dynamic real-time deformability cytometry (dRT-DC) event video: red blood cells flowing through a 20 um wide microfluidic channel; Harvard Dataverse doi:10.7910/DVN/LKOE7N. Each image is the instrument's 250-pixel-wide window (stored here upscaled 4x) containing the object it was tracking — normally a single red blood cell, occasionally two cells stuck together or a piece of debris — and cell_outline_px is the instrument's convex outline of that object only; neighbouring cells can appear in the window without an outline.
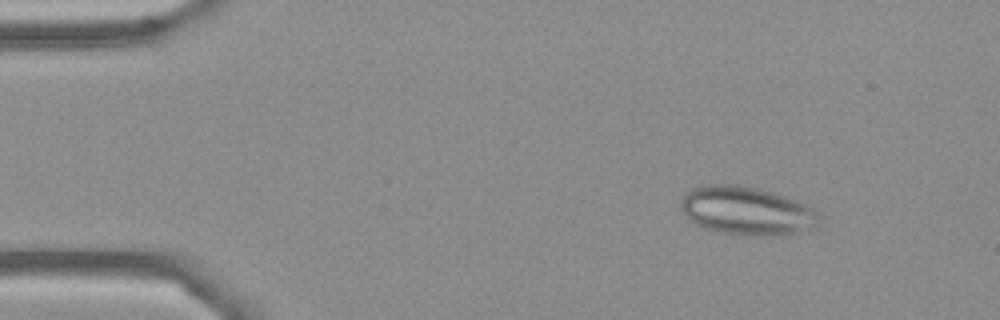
{"species": "Egyptian fruit bat (a non-hibernating species)", "species_latin": "Rousettus aegyptiacus", "temperature_condition": "cold", "stored_images_in_passage": 8, "camera_frame_rate_fps": 3000, "um_per_image_px": 0.085, "frame": {"image": 1, "passage_image": 2, "time_ms": 1.333, "image_size_px": [1000, 320], "cell_outline_px": [[820, 220], [816, 224], [796, 232], [776, 236], [744, 236], [704, 228], [688, 220], [684, 216], [680, 208], [680, 200], [692, 188], [700, 184], [736, 184], [760, 188], [808, 204], [820, 212]], "centroid_in_image_um": [63.43, 17.9], "position_along_channel_um": 21.6, "area_um2": 39.42}}